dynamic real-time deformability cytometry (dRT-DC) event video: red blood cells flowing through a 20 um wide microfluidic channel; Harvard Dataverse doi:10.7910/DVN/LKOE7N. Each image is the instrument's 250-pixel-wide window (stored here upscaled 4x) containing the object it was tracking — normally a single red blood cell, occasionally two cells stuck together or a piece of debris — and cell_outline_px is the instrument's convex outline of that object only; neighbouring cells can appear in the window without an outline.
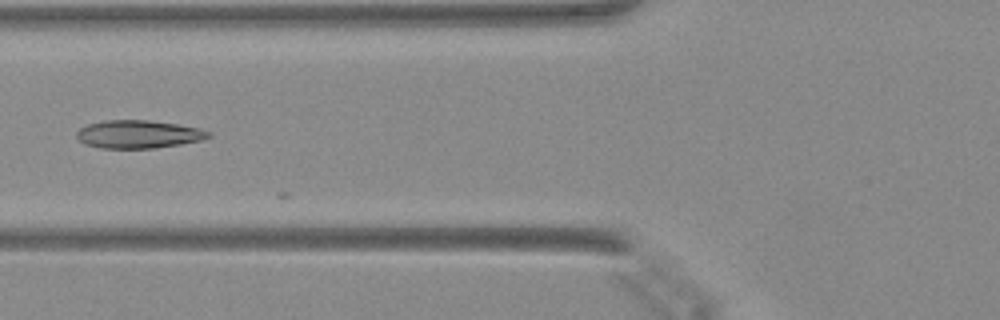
{"species": "Egyptian fruit bat (a non-hibernating species)", "species_latin": "Rousettus aegyptiacus", "temperature_condition": "warm", "stored_images_in_passage": 20, "camera_frame_rate_fps": 3000, "um_per_image_px": 0.085, "animal": {"sex": "female"}, "frame": {"image": 1, "passage_image": 19, "time_ms": 6.0, "image_size_px": [1000, 320], "cell_outline_px": [[212, 136], [200, 140], [180, 144], [152, 148], [100, 148], [84, 144], [76, 136], [76, 132], [80, 128], [88, 124], [104, 120], [148, 120], [176, 124], [200, 128], [212, 132]], "centroid_in_image_um": [11.76, 11.4], "position_along_channel_um": 114.0, "area_um2": 21.5}}